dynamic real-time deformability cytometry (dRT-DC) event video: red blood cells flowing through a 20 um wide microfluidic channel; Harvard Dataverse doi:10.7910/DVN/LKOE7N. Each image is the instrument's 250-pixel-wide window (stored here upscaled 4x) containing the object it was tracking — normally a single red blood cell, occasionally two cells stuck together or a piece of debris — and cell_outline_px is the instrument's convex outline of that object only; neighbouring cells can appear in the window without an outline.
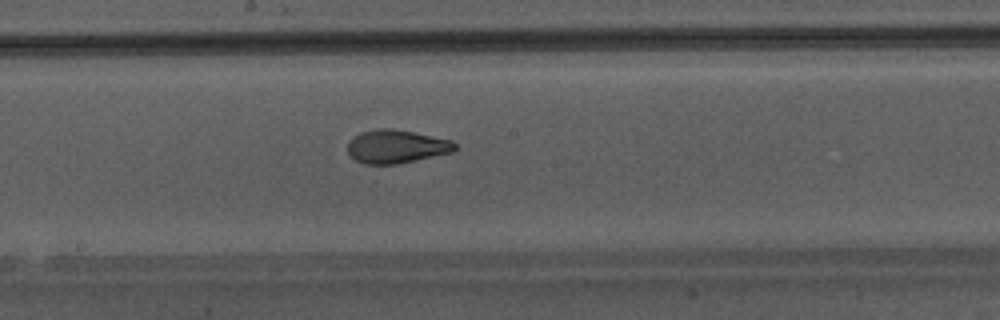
{"species": "Egyptian fruit bat (a non-hibernating species)", "species_latin": "Rousettus aegyptiacus", "temperature_condition": "warm", "stored_images_in_passage": 49, "camera_frame_rate_fps": 3000, "um_per_image_px": 0.085, "animal": {"sex": "male"}, "frame": {"image": 1, "passage_image": 28, "time_ms": 9.0, "image_size_px": [1000, 320], "cell_outline_px": [[456, 148], [452, 152], [396, 164], [364, 164], [356, 160], [348, 152], [348, 140], [352, 136], [360, 132], [376, 128], [392, 128], [452, 140], [456, 144]], "centroid_in_image_um": [33.65, 12.44], "position_along_channel_um": 214.6, "area_um2": 20.81}}